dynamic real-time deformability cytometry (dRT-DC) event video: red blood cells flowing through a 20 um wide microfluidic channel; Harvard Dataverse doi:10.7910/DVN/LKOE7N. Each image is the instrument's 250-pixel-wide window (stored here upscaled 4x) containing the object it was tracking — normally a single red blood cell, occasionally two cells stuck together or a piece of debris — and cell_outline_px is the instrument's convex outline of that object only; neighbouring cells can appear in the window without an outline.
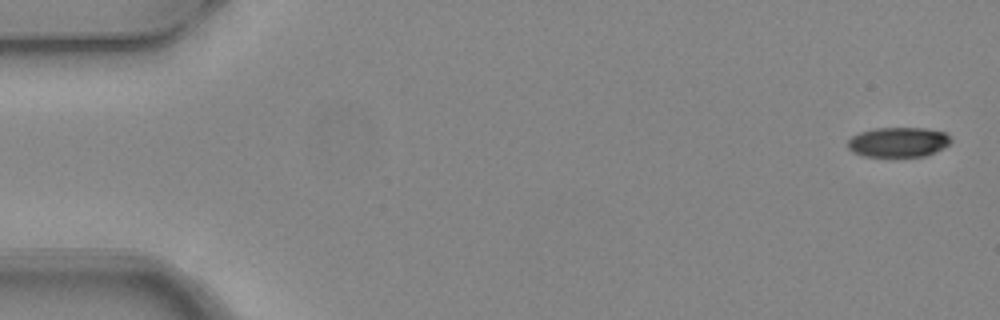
{"species": "common noctule bat (a hibernating species)", "species_latin": "Nyctalus noctula", "temperature_condition": "warm", "stored_images_in_passage": 6, "camera_frame_rate_fps": 3000, "um_per_image_px": 0.085, "animal": {"sex": "female", "body_mass_g": 24.6, "forearm_length_mm": 56.2}, "frame": {"image": 1, "passage_image": 1, "time_ms": 0.0, "image_size_px": [1000, 320], "cell_outline_px": [[952, 140], [944, 148], [924, 156], [864, 156], [852, 152], [848, 148], [848, 140], [852, 136], [860, 132], [876, 128], [924, 128], [944, 132]], "centroid_in_image_um": [76.34, 12.08], "position_along_channel_um": 8.7, "area_um2": 17.8}}
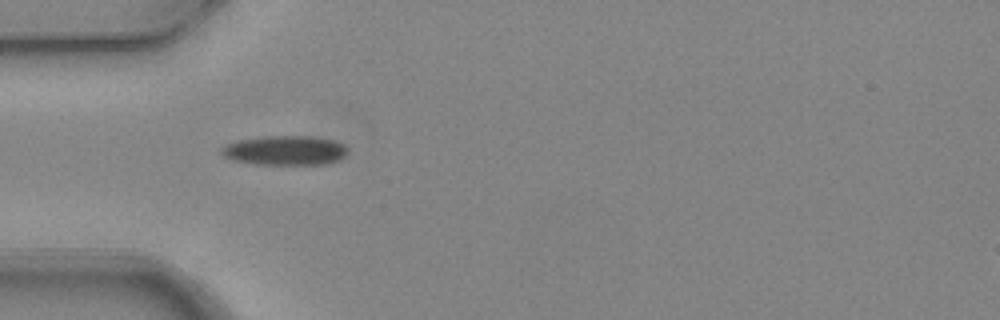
{"frame": {"image": 2, "passage_image": 5, "time_ms": 1.333, "image_size_px": [1000, 320], "cell_outline_px": [[348, 152], [340, 160], [324, 164], [256, 164], [232, 160], [224, 156], [220, 152], [220, 148], [236, 140], [268, 136], [312, 136], [332, 140], [344, 144], [348, 148]], "centroid_in_image_um": [24.24, 12.78], "position_along_channel_um": 60.8, "area_um2": 21.73}}
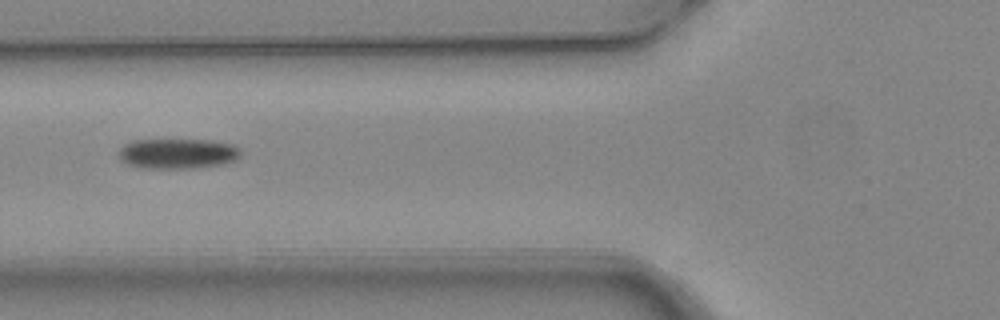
{"frame": {"image": 3, "passage_image": 6, "time_ms": 1.667, "image_size_px": [1000, 320], "cell_outline_px": [[240, 156], [236, 160], [224, 164], [192, 168], [140, 168], [128, 164], [120, 160], [116, 152], [124, 144], [132, 140], [208, 140], [232, 144], [240, 148]], "centroid_in_image_um": [15.07, 13.06], "position_along_channel_um": 110.7, "area_um2": 21.68}}